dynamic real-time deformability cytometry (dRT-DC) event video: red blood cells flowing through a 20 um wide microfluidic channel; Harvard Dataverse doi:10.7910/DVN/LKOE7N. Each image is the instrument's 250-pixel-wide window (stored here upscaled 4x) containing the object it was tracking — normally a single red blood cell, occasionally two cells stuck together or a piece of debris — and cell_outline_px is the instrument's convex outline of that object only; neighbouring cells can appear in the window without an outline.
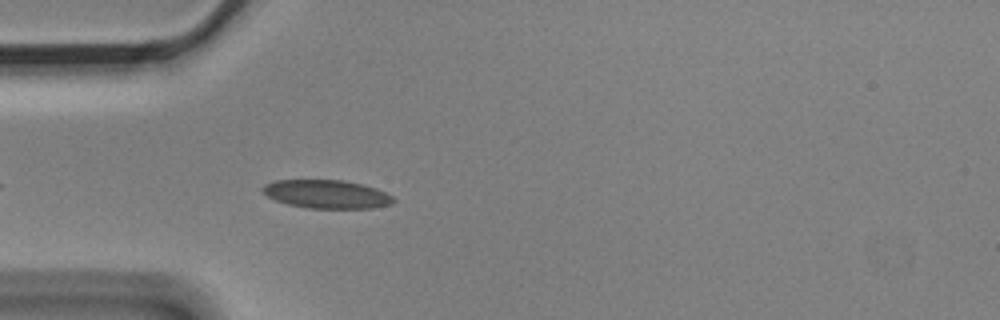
{"species": "Egyptian fruit bat (a non-hibernating species)", "species_latin": "Rousettus aegyptiacus", "temperature_condition": "cold", "stored_images_in_passage": 5, "camera_frame_rate_fps": 3000, "um_per_image_px": 0.085, "animal": {"sex": "male"}, "frame": {"image": 1, "passage_image": 5, "time_ms": 1.333, "image_size_px": [1000, 320], "cell_outline_px": [[396, 200], [392, 204], [372, 208], [308, 208], [288, 204], [276, 200], [268, 196], [260, 188], [264, 184], [276, 180], [344, 180], [364, 184], [376, 188], [392, 196]], "centroid_in_image_um": [27.79, 16.5], "position_along_channel_um": 57.2, "area_um2": 21.68}}